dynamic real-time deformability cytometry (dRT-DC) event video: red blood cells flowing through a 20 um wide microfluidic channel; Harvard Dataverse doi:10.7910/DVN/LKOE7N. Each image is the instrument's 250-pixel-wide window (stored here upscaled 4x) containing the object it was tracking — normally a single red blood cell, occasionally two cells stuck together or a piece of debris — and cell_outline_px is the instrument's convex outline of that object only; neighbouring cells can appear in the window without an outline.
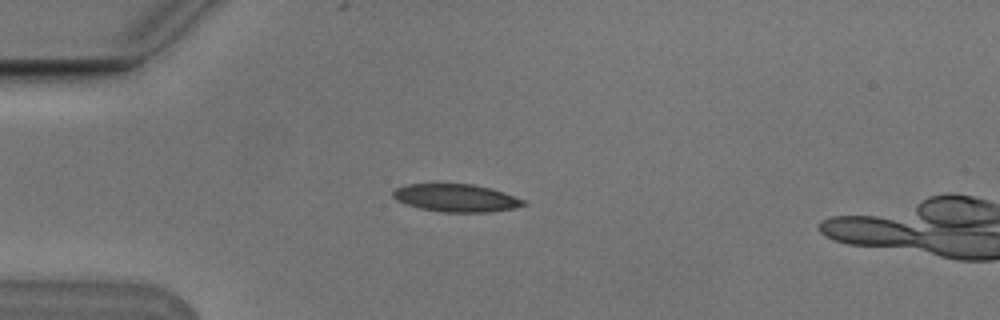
{"species": "Egyptian fruit bat (a non-hibernating species)", "species_latin": "Rousettus aegyptiacus", "temperature_condition": "cold", "stored_images_in_passage": 2, "camera_frame_rate_fps": 3000, "um_per_image_px": 0.085, "animal": {"sex": "male"}, "frame": {"image": 1, "passage_image": 1, "time_ms": 0.0, "image_size_px": [1000, 320], "cell_outline_px": [[528, 204], [512, 208], [488, 212], [440, 212], [420, 208], [404, 204], [396, 200], [392, 196], [392, 192], [396, 188], [408, 184], [472, 184], [492, 188], [504, 192], [524, 200]], "centroid_in_image_um": [38.75, 16.82], "position_along_channel_um": 46.3, "area_um2": 21.1}}